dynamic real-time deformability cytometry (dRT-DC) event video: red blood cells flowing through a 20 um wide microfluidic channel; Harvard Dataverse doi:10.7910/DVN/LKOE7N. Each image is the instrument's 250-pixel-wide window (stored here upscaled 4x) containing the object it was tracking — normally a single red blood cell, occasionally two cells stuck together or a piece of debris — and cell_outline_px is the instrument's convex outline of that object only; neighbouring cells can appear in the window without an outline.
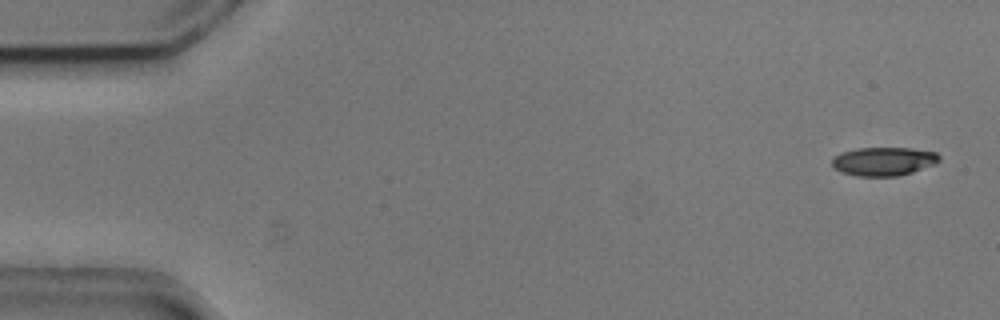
{"species": "common noctule bat (a hibernating species)", "species_latin": "Nyctalus noctula", "temperature_condition": "cold", "stored_images_in_passage": 5, "camera_frame_rate_fps": 3000, "um_per_image_px": 0.085, "animal": {"sex": "male", "body_mass_g": 20.5, "forearm_length_mm": 52.5}, "frame": {"image": 1, "passage_image": 1, "time_ms": 0.0, "image_size_px": [1000, 320], "cell_outline_px": [[940, 160], [936, 164], [900, 176], [856, 176], [840, 172], [832, 168], [832, 156], [840, 152], [860, 148], [912, 148], [936, 152], [940, 156]], "centroid_in_image_um": [75.08, 13.72], "position_along_channel_um": 9.9, "area_um2": 18.15}}
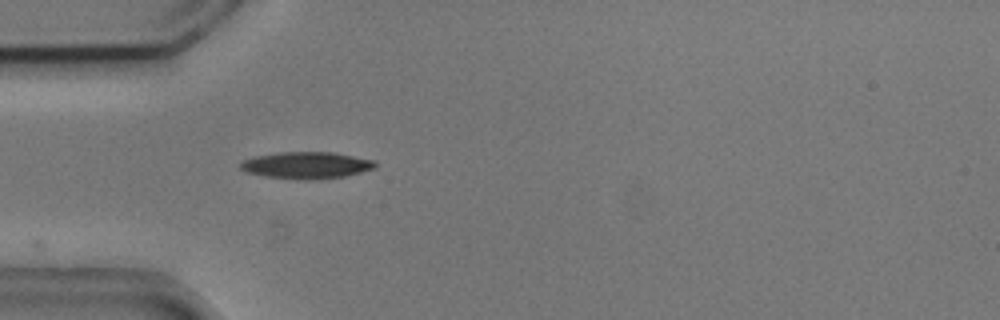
{"frame": {"image": 2, "passage_image": 5, "time_ms": 1.333, "image_size_px": [1000, 320], "cell_outline_px": [[376, 168], [344, 176], [320, 180], [300, 180], [264, 176], [244, 172], [240, 168], [240, 164], [244, 160], [256, 156], [280, 152], [332, 152], [376, 160]], "centroid_in_image_um": [26.06, 14.05], "position_along_channel_um": 58.9, "area_um2": 21.21}}